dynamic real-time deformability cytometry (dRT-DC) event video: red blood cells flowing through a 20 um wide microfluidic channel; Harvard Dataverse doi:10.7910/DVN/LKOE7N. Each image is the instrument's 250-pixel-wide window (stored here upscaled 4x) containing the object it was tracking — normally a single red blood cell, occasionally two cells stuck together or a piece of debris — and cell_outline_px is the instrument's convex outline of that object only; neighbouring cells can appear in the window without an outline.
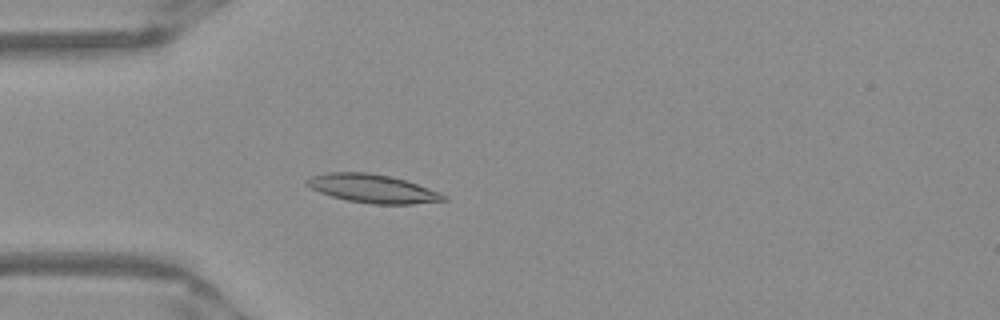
{"species": "Egyptian fruit bat (a non-hibernating species)", "species_latin": "Rousettus aegyptiacus", "temperature_condition": "warm", "stored_images_in_passage": 52, "camera_frame_rate_fps": 3000, "um_per_image_px": 0.085, "frame": {"image": 1, "passage_image": 15, "time_ms": 4.667, "image_size_px": [1000, 320], "cell_outline_px": [[448, 200], [412, 204], [372, 204], [348, 200], [332, 196], [320, 192], [304, 184], [304, 180], [312, 176], [328, 172], [368, 172], [392, 176], [440, 192], [448, 196]], "centroid_in_image_um": [31.67, 16.02], "position_along_channel_um": 53.3, "area_um2": 22.66}}
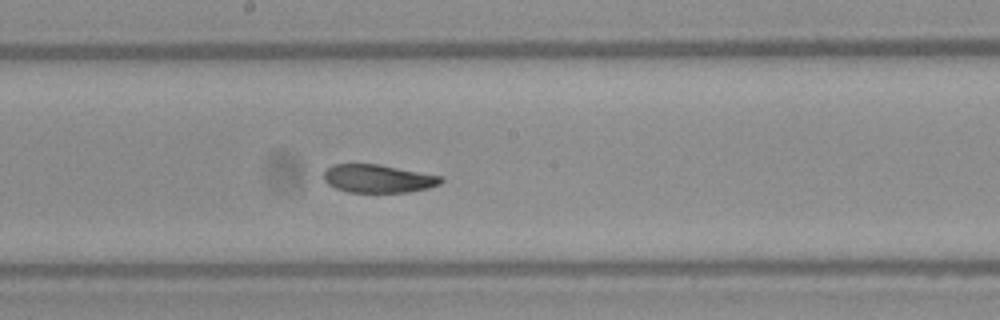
{"frame": {"image": 2, "passage_image": 28, "time_ms": 9.0, "image_size_px": [1000, 320], "cell_outline_px": [[444, 180], [440, 184], [428, 188], [408, 192], [348, 192], [336, 188], [328, 184], [324, 180], [324, 172], [328, 168], [336, 164], [376, 164], [444, 176]], "centroid_in_image_um": [32.17, 15.18], "position_along_channel_um": 216.0, "area_um2": 19.13}}
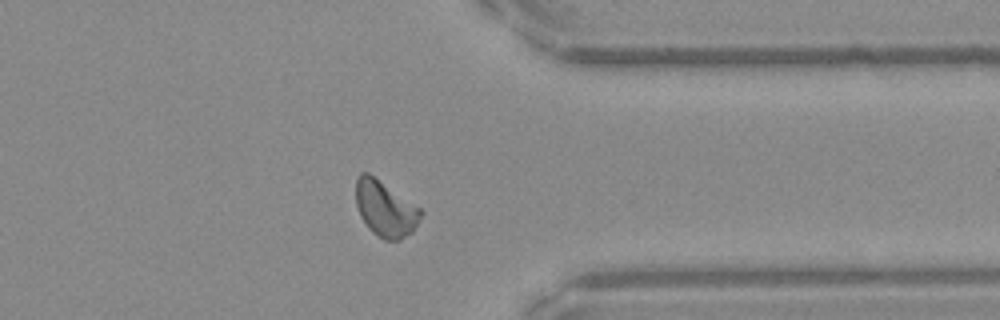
{"frame": {"image": 3, "passage_image": 41, "time_ms": 13.333, "image_size_px": [1000, 320], "cell_outline_px": [[424, 212], [412, 232], [400, 240], [384, 240], [376, 236], [368, 228], [360, 216], [356, 204], [356, 180], [360, 172], [368, 172], [420, 208]], "centroid_in_image_um": [32.73, 17.76], "position_along_channel_um": 378.7, "area_um2": 21.04}, "authors_computed_cell_mechanics": {"area_um2": 20.8947, "velocity_mm_per_s": 3.9246, "shape_relaxation_time_tau1_ms": 5.1897, "shape_relaxation_time_tau2_ms": 1.7936, "deformation_change_tau1": 0.1438, "deformation_change_tau2": 0.066}}